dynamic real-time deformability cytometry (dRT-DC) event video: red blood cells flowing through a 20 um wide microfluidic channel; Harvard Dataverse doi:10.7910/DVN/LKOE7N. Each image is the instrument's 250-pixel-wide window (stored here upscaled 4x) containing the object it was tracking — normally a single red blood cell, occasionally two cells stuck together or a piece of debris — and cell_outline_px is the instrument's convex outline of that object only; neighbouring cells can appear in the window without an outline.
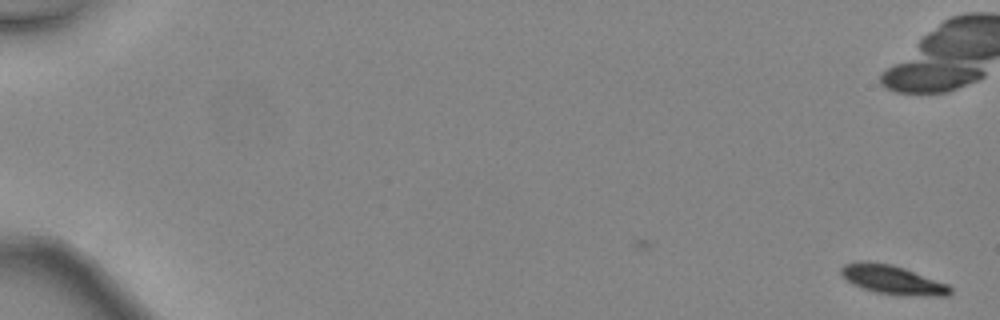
{"species": "common noctule bat (a hibernating species)", "species_latin": "Nyctalus noctula", "temperature_condition": "warm", "stored_images_in_passage": 49, "camera_frame_rate_fps": 3000, "um_per_image_px": 0.085, "animal": {"sex": "female", "body_mass_g": 24.6, "forearm_length_mm": 56.2}, "frame": {"image": 1, "passage_image": 1, "time_ms": 0.0, "image_size_px": [1000, 320], "cell_outline_px": [[952, 292], [948, 296], [928, 296], [876, 292], [852, 284], [840, 272], [840, 268], [844, 264], [860, 260], [868, 260], [892, 264], [904, 268], [948, 284], [952, 288]], "centroid_in_image_um": [75.86, 23.75], "position_along_channel_um": 9.1, "area_um2": 18.26}, "authors_computed_cell_mechanics": {"area_um2": 20.1144, "velocity_mm_per_s": 4.4974, "shape_relaxation_time_tau1_ms": 3.0906, "shape_relaxation_time_tau2_ms": null, "deformation_change_tau1": 0.1405, "deformation_change_tau2": null}}